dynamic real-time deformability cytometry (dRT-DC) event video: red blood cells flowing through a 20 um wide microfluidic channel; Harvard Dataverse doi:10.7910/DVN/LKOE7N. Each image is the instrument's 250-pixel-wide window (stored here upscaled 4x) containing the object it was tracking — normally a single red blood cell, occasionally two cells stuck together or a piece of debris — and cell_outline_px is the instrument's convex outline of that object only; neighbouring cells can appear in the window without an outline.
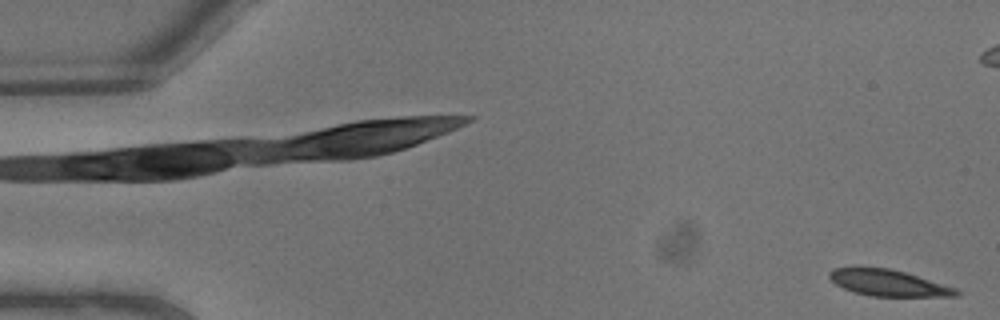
{"species": "common noctule bat (a hibernating species)", "species_latin": "Nyctalus noctula", "temperature_condition": "warm", "stored_images_in_passage": 3, "camera_frame_rate_fps": 3000, "um_per_image_px": 0.085, "animal": {"sex": "male", "body_mass_g": 13.3}, "frame": {"image": 1, "passage_image": 3, "time_ms": 0.667, "image_size_px": [1000, 320], "cell_outline_px": [[960, 296], [872, 296], [852, 292], [836, 284], [828, 276], [828, 272], [836, 268], [856, 264], [888, 268], [904, 272], [956, 288], [960, 292]], "centroid_in_image_um": [75.42, 24.01], "position_along_channel_um": 9.6, "area_um2": 19.83}}